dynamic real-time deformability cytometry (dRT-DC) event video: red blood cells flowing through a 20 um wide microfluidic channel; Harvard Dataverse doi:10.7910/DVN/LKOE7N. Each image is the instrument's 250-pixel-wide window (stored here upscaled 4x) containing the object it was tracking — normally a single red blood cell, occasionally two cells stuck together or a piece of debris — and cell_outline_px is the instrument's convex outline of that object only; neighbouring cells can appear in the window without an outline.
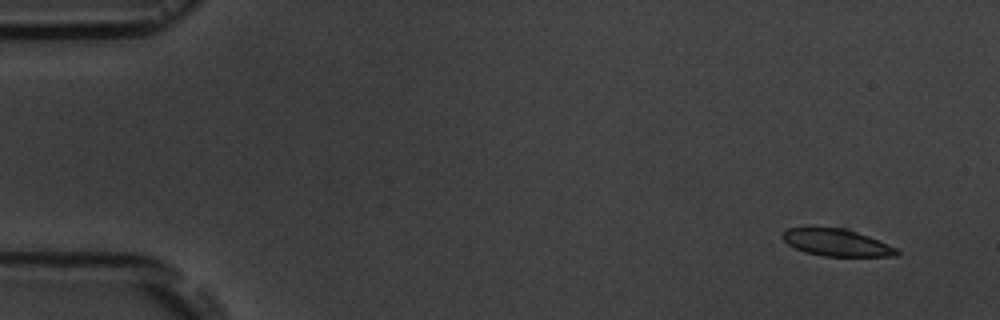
{"species": "common noctule bat (a hibernating species)", "species_latin": "Nyctalus noctula", "temperature_condition": "room temperature", "stored_images_in_passage": 6, "camera_frame_rate_fps": 3000, "um_per_image_px": 0.085, "animal": {"sex": "male", "body_mass_g": 19.5, "forearm_length_mm": 54.6}, "frame": {"image": 1, "passage_image": 1, "time_ms": 0.0, "image_size_px": [1000, 320], "cell_outline_px": [[900, 252], [896, 256], [824, 256], [804, 252], [788, 244], [780, 236], [788, 228], [848, 228], [888, 244], [896, 248]], "centroid_in_image_um": [71.12, 20.62], "position_along_channel_um": 13.9, "area_um2": 17.86}}